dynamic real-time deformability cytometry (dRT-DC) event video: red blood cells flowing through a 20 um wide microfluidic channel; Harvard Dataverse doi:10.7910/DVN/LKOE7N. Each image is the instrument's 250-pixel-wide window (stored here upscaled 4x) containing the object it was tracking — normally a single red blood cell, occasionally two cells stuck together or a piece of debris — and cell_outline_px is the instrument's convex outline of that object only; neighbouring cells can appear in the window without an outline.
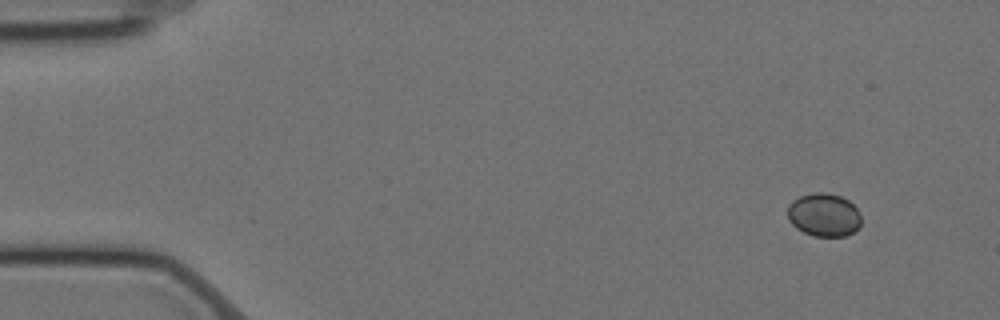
{"species": "Egyptian fruit bat (a non-hibernating species)", "species_latin": "Rousettus aegyptiacus", "temperature_condition": "cold", "stored_images_in_passage": 54, "camera_frame_rate_fps": 3000, "um_per_image_px": 0.085, "animal": {"sex": "female"}, "frame": {"image": 1, "passage_image": 1, "time_ms": 0.0, "image_size_px": [1000, 320], "cell_outline_px": [[860, 220], [856, 228], [852, 232], [840, 236], [820, 236], [808, 232], [800, 228], [792, 220], [788, 212], [792, 204], [796, 200], [804, 196], [836, 196], [852, 204]], "centroid_in_image_um": [70.07, 18.32], "position_along_channel_um": 14.9, "area_um2": 16.3}}
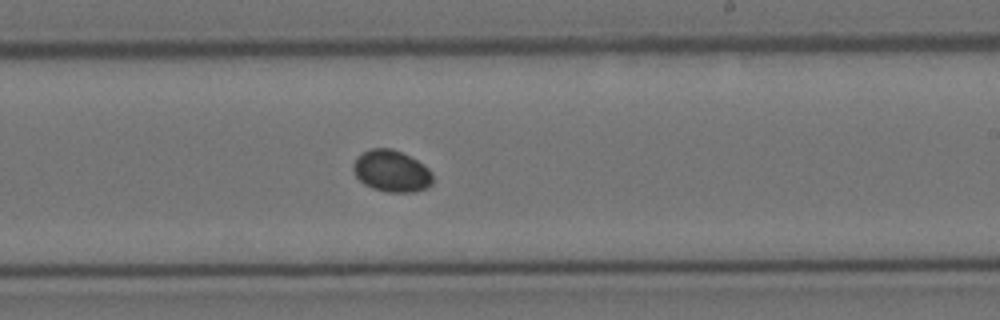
{"frame": {"image": 2, "passage_image": 31, "time_ms": 10.0, "image_size_px": [1000, 320], "cell_outline_px": [[428, 180], [424, 184], [416, 188], [380, 188], [364, 180], [356, 172], [356, 164], [368, 152], [396, 152], [412, 160], [424, 168], [428, 172]], "centroid_in_image_um": [33.25, 14.52], "position_along_channel_um": 255.7, "area_um2": 14.74}}
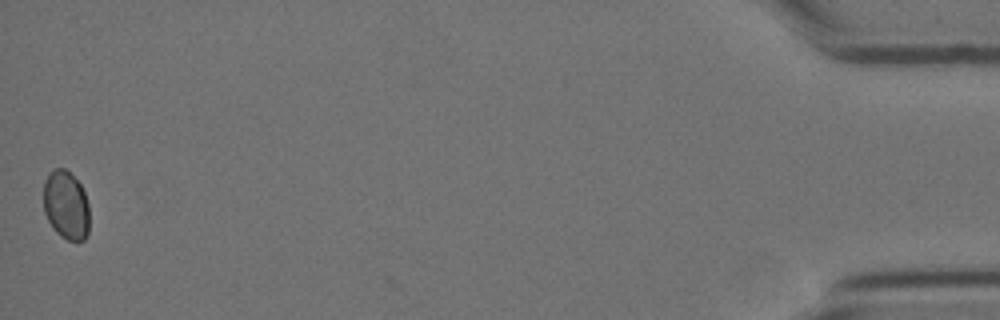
{"frame": {"image": 3, "passage_image": 54, "time_ms": 17.667, "image_size_px": [1000, 320], "cell_outline_px": [[88, 228], [84, 236], [80, 240], [72, 240], [64, 236], [52, 224], [44, 208], [44, 188], [52, 172], [68, 172], [80, 184], [88, 208]], "centroid_in_image_um": [5.64, 17.46], "position_along_channel_um": 429.6, "area_um2": 16.59}}